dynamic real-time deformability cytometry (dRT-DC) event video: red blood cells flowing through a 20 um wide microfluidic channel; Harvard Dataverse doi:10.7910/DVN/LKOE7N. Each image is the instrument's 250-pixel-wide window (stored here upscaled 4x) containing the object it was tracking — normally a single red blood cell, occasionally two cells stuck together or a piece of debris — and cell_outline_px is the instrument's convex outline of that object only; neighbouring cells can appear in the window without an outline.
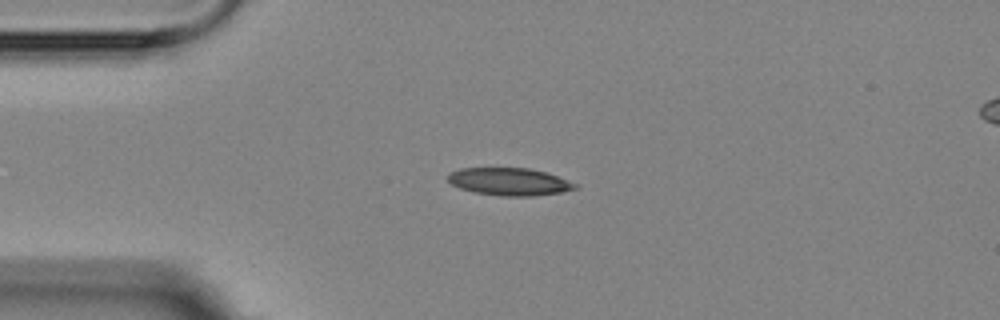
{"species": "Egyptian fruit bat (a non-hibernating species)", "species_latin": "Rousettus aegyptiacus", "temperature_condition": "room temperature", "stored_images_in_passage": 5, "camera_frame_rate_fps": 3000, "um_per_image_px": 0.085, "animal": {"sex": "female"}, "frame": {"image": 1, "passage_image": 3, "time_ms": 2.0, "image_size_px": [1000, 320], "cell_outline_px": [[576, 188], [560, 192], [532, 196], [500, 196], [476, 192], [460, 188], [452, 184], [448, 180], [448, 172], [460, 168], [528, 168], [544, 172], [556, 176], [576, 184]], "centroid_in_image_um": [43.23, 15.43], "position_along_channel_um": 41.8, "area_um2": 20.11}}
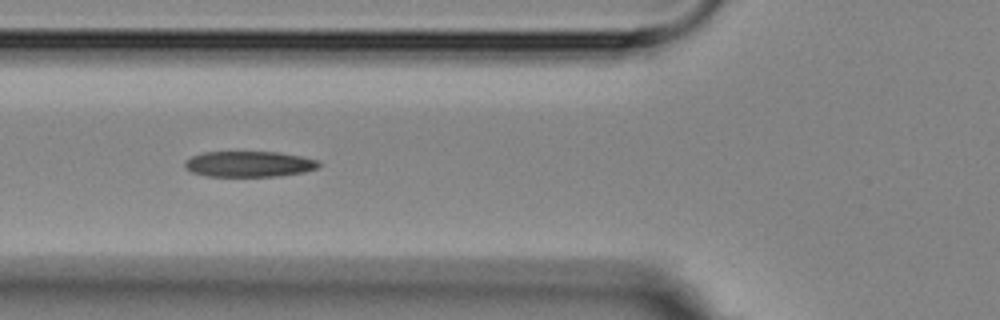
{"frame": {"image": 2, "passage_image": 5, "time_ms": 4.333, "image_size_px": [1000, 320], "cell_outline_px": [[320, 164], [316, 168], [304, 172], [276, 176], [208, 176], [192, 172], [184, 168], [184, 160], [192, 156], [204, 152], [280, 152], [300, 156], [316, 160]], "centroid_in_image_um": [21.12, 13.94], "position_along_channel_um": 104.7, "area_um2": 20.0}}